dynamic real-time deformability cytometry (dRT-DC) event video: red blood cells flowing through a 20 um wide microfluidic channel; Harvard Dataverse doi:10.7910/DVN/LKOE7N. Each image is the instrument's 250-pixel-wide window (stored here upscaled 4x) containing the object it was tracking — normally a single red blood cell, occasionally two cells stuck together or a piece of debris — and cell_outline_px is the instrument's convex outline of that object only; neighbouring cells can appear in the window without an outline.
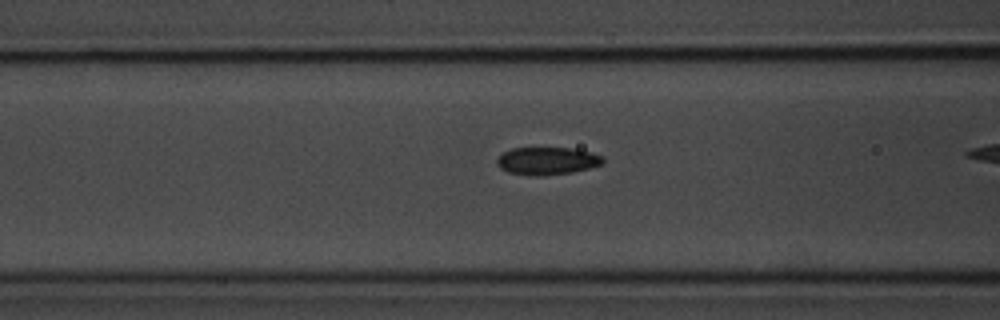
{"species": "common noctule bat (a hibernating species)", "species_latin": "Nyctalus noctula", "temperature_condition": "room temperature", "stored_images_in_passage": 17, "camera_frame_rate_fps": 3000, "um_per_image_px": 0.085, "animal": {"sex": "male", "body_mass_g": 20.1, "forearm_length_mm": 53.5}, "frame": {"image": 1, "passage_image": 15, "time_ms": 4.667, "image_size_px": [1000, 320], "cell_outline_px": [[604, 160], [600, 164], [588, 168], [572, 172], [540, 176], [536, 176], [508, 172], [500, 168], [496, 164], [496, 160], [504, 152], [512, 148], [572, 148], [592, 152], [604, 156]], "centroid_in_image_um": [46.51, 13.67], "position_along_channel_um": 120.1, "area_um2": 16.99}}